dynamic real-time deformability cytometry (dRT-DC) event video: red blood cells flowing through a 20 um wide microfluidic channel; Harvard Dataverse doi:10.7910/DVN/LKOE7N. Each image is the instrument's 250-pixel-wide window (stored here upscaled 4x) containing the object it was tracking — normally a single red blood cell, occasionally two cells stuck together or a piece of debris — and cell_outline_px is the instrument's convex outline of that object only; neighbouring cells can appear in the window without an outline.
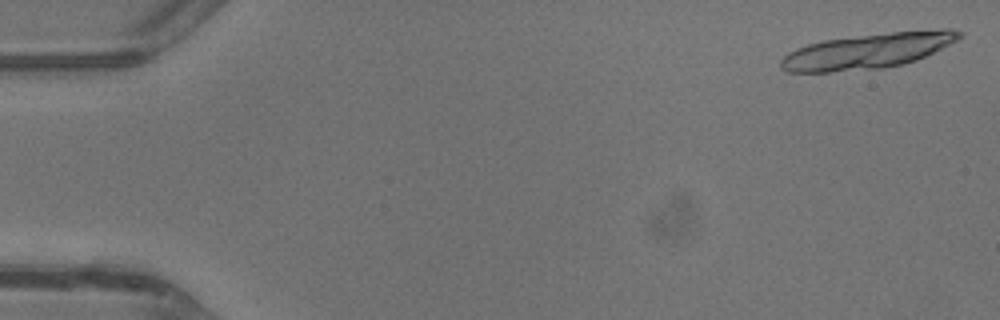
{"species": "common noctule bat (a hibernating species)", "species_latin": "Nyctalus noctula", "temperature_condition": "warm", "stored_images_in_passage": 9, "camera_frame_rate_fps": 3000, "um_per_image_px": 0.085, "animal": {"sex": "male", "body_mass_g": 13.3}, "frame": {"image": 1, "passage_image": 1, "time_ms": 0.0, "image_size_px": [1000, 320], "cell_outline_px": [[964, 36], [916, 60], [904, 64], [884, 68], [828, 72], [788, 72], [780, 68], [780, 60], [788, 52], [796, 48], [808, 44], [824, 40], [892, 32], [944, 28], [948, 28], [964, 32]], "centroid_in_image_um": [73.74, 4.33], "position_along_channel_um": 11.3, "area_um2": 36.53}}